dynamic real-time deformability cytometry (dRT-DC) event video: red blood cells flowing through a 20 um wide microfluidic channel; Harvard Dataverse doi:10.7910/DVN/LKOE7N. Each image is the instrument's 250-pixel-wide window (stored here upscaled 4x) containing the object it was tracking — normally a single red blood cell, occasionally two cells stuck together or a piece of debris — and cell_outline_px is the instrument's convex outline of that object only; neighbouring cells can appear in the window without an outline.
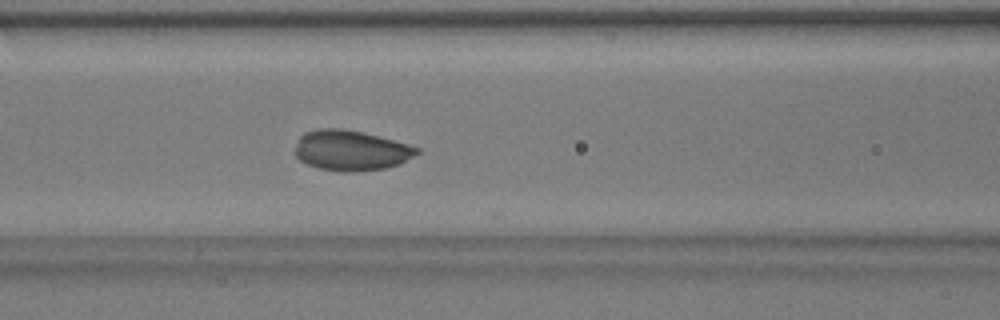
{"species": "common noctule bat (a hibernating species)", "species_latin": "Nyctalus noctula", "temperature_condition": "warm", "stored_images_in_passage": 37, "segment_of_instrument_passage": [1, 2], "camera_frame_rate_fps": 3000, "um_per_image_px": 0.085, "animal": {"sex": "male", "body_mass_g": 17.9}, "frame": {"image": 1, "passage_image": 6, "time_ms": 1.667, "image_size_px": [1000, 320], "cell_outline_px": [[420, 152], [400, 164], [384, 168], [352, 172], [344, 172], [320, 168], [308, 164], [300, 160], [296, 156], [296, 144], [300, 136], [304, 132], [320, 128], [344, 128], [408, 144], [420, 148]], "centroid_in_image_um": [29.83, 12.78], "position_along_channel_um": 136.8, "area_um2": 28.38}}
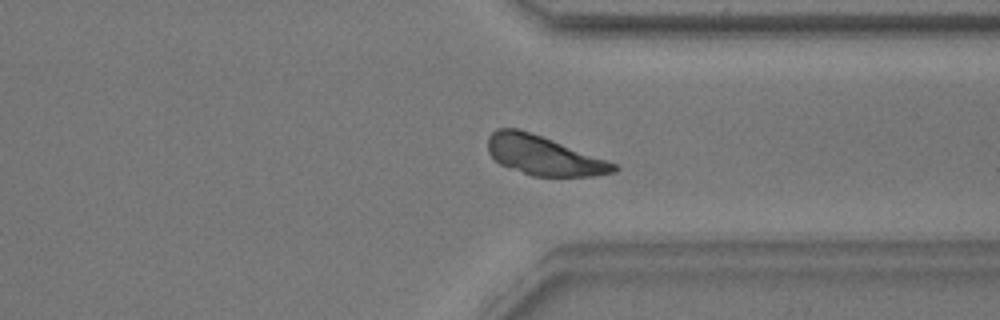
{"frame": {"image": 2, "passage_image": 24, "time_ms": 7.667, "image_size_px": [1000, 320], "cell_outline_px": [[620, 168], [616, 172], [592, 176], [532, 176], [500, 164], [488, 152], [488, 136], [496, 128], [516, 128], [552, 140], [616, 164]], "centroid_in_image_um": [46.19, 13.22], "position_along_channel_um": 365.2, "area_um2": 28.32}}
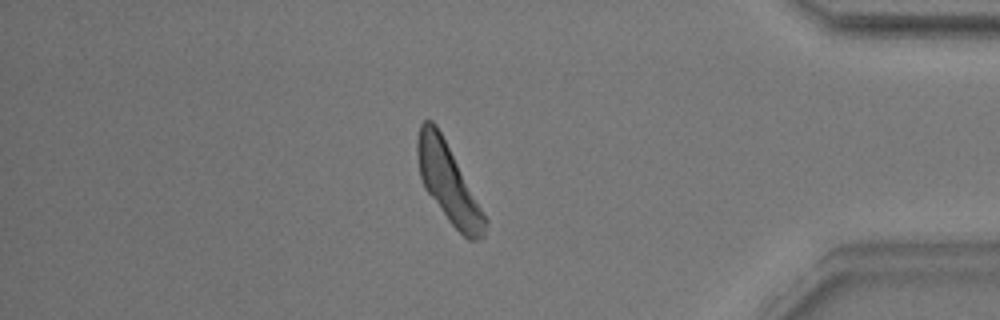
{"frame": {"image": 3, "passage_image": 29, "time_ms": 9.333, "image_size_px": [1000, 320], "cell_outline_px": [[488, 220], [484, 236], [480, 240], [468, 240], [448, 220], [424, 188], [420, 176], [416, 156], [416, 140], [420, 124], [424, 120], [432, 120], [436, 124]], "centroid_in_image_um": [38.09, 15.55], "position_along_channel_um": 397.1, "area_um2": 30.52}}